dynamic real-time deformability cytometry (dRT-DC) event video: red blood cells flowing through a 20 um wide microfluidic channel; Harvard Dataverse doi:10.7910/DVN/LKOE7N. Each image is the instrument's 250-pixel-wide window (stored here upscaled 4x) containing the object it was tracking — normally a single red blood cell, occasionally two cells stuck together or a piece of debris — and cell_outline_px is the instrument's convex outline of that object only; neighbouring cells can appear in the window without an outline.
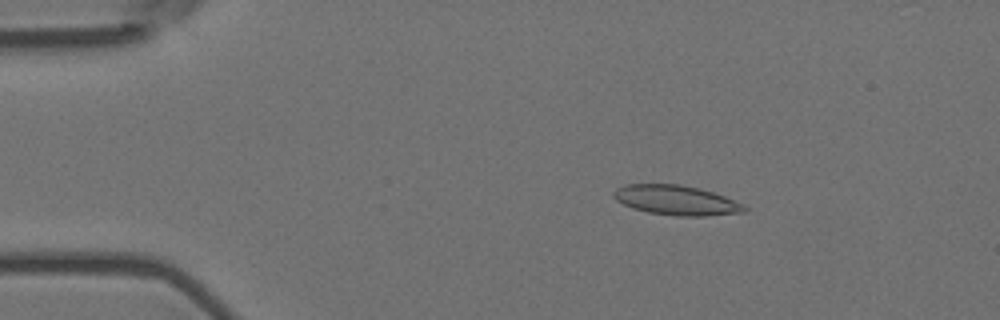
{"species": "Egyptian fruit bat (a non-hibernating species)", "species_latin": "Rousettus aegyptiacus", "temperature_condition": "room temperature", "stored_images_in_passage": 5, "camera_frame_rate_fps": 3000, "um_per_image_px": 0.085, "animal": {"sex": "female"}, "frame": {"image": 1, "passage_image": 3, "time_ms": 0.667, "image_size_px": [1000, 320], "cell_outline_px": [[748, 208], [744, 212], [704, 216], [676, 216], [648, 212], [632, 208], [616, 200], [612, 196], [612, 192], [616, 188], [624, 184], [680, 184], [700, 188], [724, 196], [744, 204]], "centroid_in_image_um": [57.46, 17.01], "position_along_channel_um": 27.5, "area_um2": 22.77}}
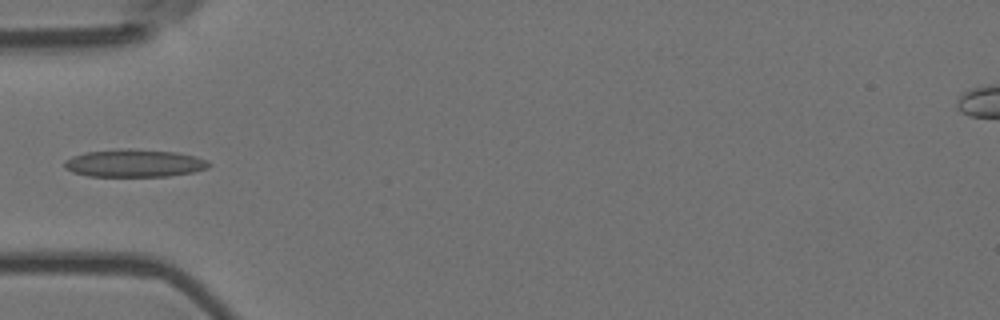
{"frame": {"image": 2, "passage_image": 5, "time_ms": 1.333, "image_size_px": [1000, 320], "cell_outline_px": [[212, 164], [208, 168], [192, 172], [168, 176], [88, 176], [72, 172], [64, 168], [64, 160], [72, 156], [84, 152], [128, 148], [176, 152], [196, 156], [208, 160]], "centroid_in_image_um": [11.41, 13.87], "position_along_channel_um": 73.6, "area_um2": 23.47}}